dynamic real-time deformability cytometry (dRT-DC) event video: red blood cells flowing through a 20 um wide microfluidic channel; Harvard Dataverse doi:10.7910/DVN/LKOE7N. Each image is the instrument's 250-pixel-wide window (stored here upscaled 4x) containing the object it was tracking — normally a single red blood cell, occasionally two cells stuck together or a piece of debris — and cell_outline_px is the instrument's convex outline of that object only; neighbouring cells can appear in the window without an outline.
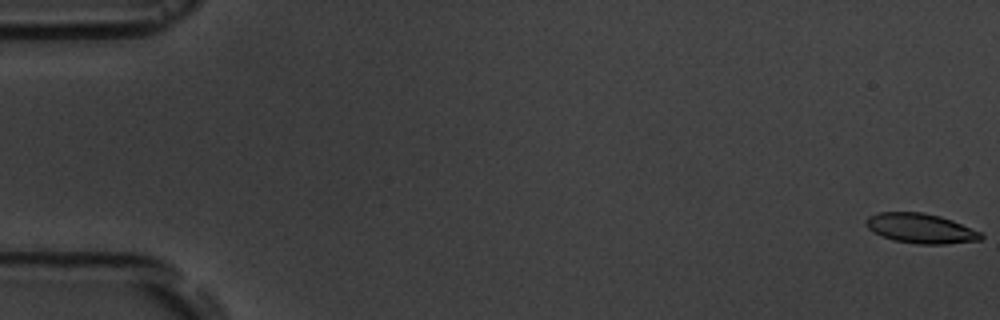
{"species": "common noctule bat (a hibernating species)", "species_latin": "Nyctalus noctula", "temperature_condition": "room temperature", "stored_images_in_passage": 17, "camera_frame_rate_fps": 3000, "um_per_image_px": 0.085, "animal": {"sex": "male", "body_mass_g": 19.5, "forearm_length_mm": 54.6}, "frame": {"image": 1, "passage_image": 1, "time_ms": 0.0, "image_size_px": [1000, 320], "cell_outline_px": [[984, 236], [980, 240], [944, 244], [916, 244], [892, 240], [880, 236], [872, 232], [864, 224], [864, 220], [868, 216], [876, 212], [924, 212], [940, 216], [952, 220], [980, 232]], "centroid_in_image_um": [78.19, 19.41], "position_along_channel_um": 6.8, "area_um2": 20.17}}
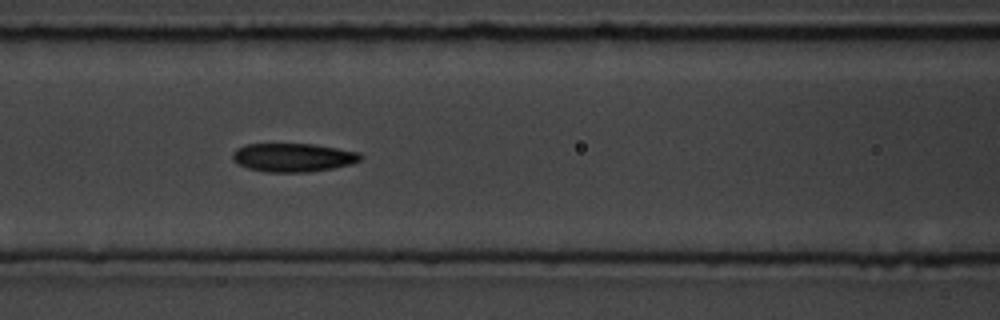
{"frame": {"image": 2, "passage_image": 8, "time_ms": 8.0, "image_size_px": [1000, 320], "cell_outline_px": [[364, 156], [360, 160], [352, 164], [332, 168], [308, 172], [268, 172], [248, 168], [232, 160], [232, 152], [236, 148], [248, 144], [312, 144], [360, 152]], "centroid_in_image_um": [24.92, 13.38], "position_along_channel_um": 141.7, "area_um2": 21.27}}
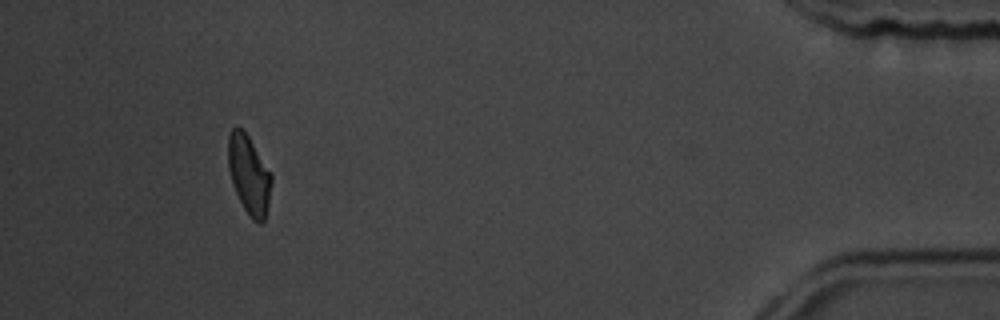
{"frame": {"image": 3, "passage_image": 16, "time_ms": 17.333, "image_size_px": [1000, 320], "cell_outline_px": [[272, 180], [268, 204], [264, 220], [260, 224], [252, 220], [244, 208], [232, 184], [228, 168], [228, 136], [232, 128], [236, 124], [248, 136], [272, 172]], "centroid_in_image_um": [21.16, 14.83], "position_along_channel_um": 414.0, "area_um2": 19.94}, "authors_computed_cell_mechanics": {"area_um2": 21.1548, "velocity_mm_per_s": 3.619, "shape_relaxation_time_tau1_ms": 3.7835, "shape_relaxation_time_tau2_ms": 2.7948, "deformation_change_tau1": 0.1089, "deformation_change_tau2": 0.0711}}